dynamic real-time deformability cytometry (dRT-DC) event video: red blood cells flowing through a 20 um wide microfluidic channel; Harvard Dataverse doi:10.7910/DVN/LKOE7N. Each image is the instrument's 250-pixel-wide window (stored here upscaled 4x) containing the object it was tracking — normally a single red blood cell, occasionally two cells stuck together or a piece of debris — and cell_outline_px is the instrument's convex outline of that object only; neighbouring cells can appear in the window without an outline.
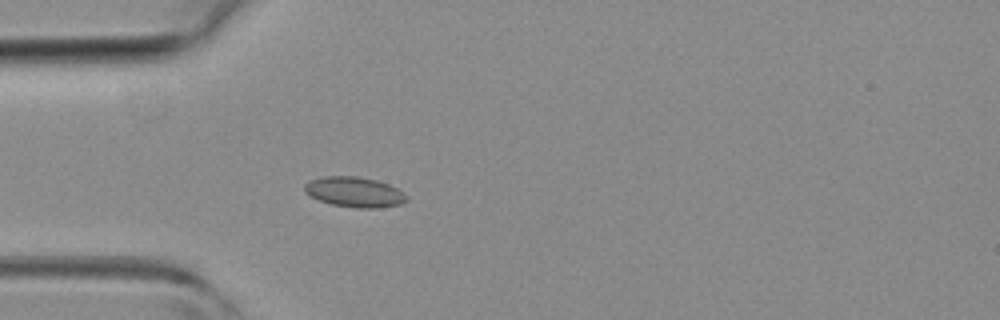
{"species": "common noctule bat (a hibernating species)", "species_latin": "Nyctalus noctula", "temperature_condition": "room temperature", "stored_images_in_passage": 44, "camera_frame_rate_fps": 3000, "um_per_image_px": 0.085, "animal": {"sex": "female", "body_mass_g": 19.3, "forearm_length_mm": 54.1}, "frame": {"image": 1, "passage_image": 12, "time_ms": 3.667, "image_size_px": [1000, 320], "cell_outline_px": [[408, 200], [400, 204], [376, 208], [356, 208], [332, 204], [320, 200], [304, 192], [304, 184], [308, 180], [324, 176], [356, 176], [376, 180], [388, 184], [396, 188], [408, 196]], "centroid_in_image_um": [30.12, 16.31], "position_along_channel_um": 54.9, "area_um2": 17.92}}
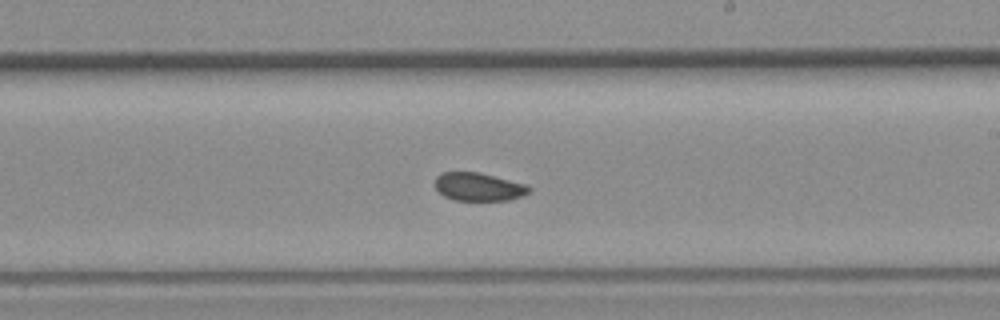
{"frame": {"image": 2, "passage_image": 25, "time_ms": 8.0, "image_size_px": [1000, 320], "cell_outline_px": [[532, 188], [528, 192], [520, 196], [508, 200], [452, 200], [444, 196], [436, 188], [436, 176], [440, 172], [480, 172], [524, 184]], "centroid_in_image_um": [40.64, 15.87], "position_along_channel_um": 248.4, "area_um2": 15.26}}
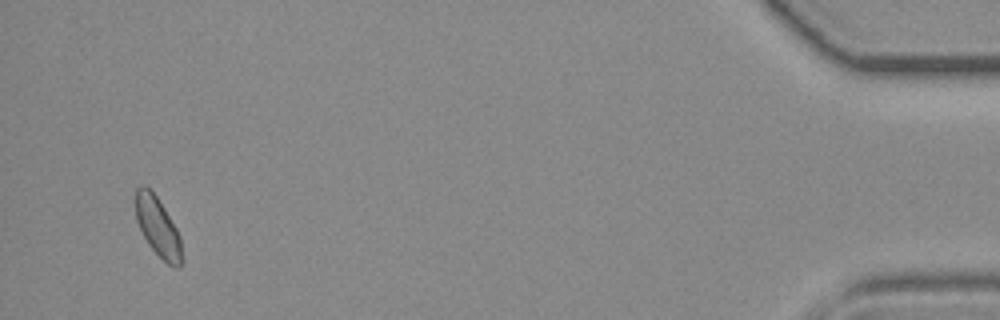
{"frame": {"image": 3, "passage_image": 42, "time_ms": 13.667, "image_size_px": [1000, 320], "cell_outline_px": [[180, 268], [172, 268], [148, 244], [136, 220], [136, 188], [140, 184], [144, 184], [156, 196], [164, 208], [176, 228], [180, 236]], "centroid_in_image_um": [13.39, 19.26], "position_along_channel_um": 421.8, "area_um2": 15.55}}